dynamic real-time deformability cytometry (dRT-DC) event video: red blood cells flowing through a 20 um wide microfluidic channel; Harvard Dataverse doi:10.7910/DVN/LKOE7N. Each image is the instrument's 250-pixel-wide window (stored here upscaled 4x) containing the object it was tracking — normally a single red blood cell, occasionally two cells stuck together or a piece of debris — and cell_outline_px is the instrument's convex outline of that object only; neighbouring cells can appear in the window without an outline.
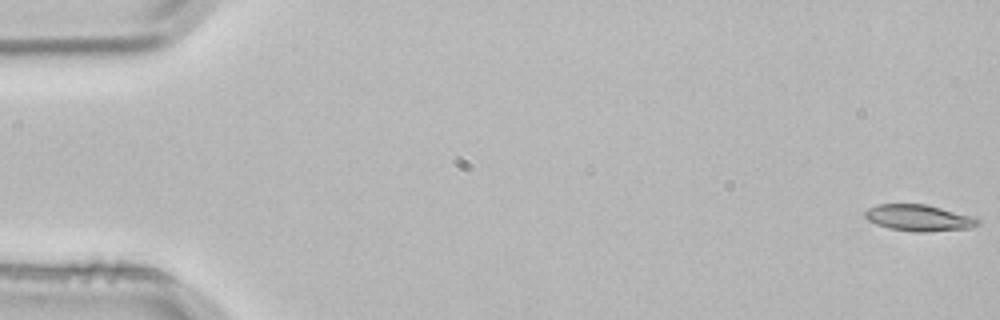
{"species": "common noctule bat (a hibernating species)", "species_latin": "Nyctalus noctula", "temperature_condition": "room temperature", "stored_images_in_passage": 53, "camera_frame_rate_fps": 3000, "um_per_image_px": 0.085, "animal": {"sex": "male", "body_mass_g": 21.5, "forearm_length_mm": 52.0}, "frame": {"image": 1, "passage_image": 1, "time_ms": 0.0, "image_size_px": [1000, 320], "cell_outline_px": [[980, 224], [968, 228], [924, 232], [916, 232], [888, 228], [876, 224], [868, 220], [864, 216], [864, 212], [868, 208], [876, 204], [924, 204], [980, 216]], "centroid_in_image_um": [78.16, 18.51], "position_along_channel_um": 6.8, "area_um2": 17.69}}
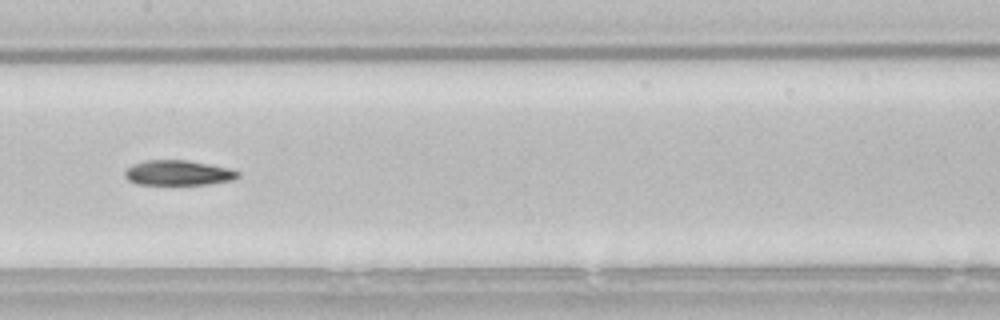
{"frame": {"image": 2, "passage_image": 27, "time_ms": 8.667, "image_size_px": [1000, 320], "cell_outline_px": [[240, 176], [232, 180], [208, 184], [136, 184], [128, 180], [124, 176], [124, 172], [132, 164], [148, 160], [188, 160], [228, 168], [240, 172]], "centroid_in_image_um": [15.13, 14.69], "position_along_channel_um": 192.3, "area_um2": 16.42}}
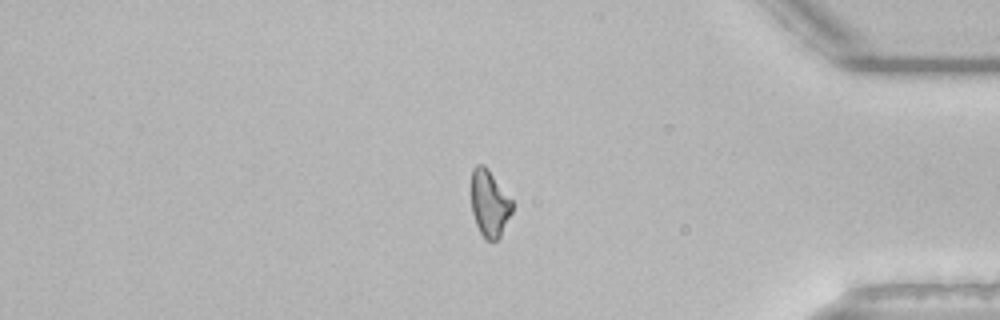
{"frame": {"image": 3, "passage_image": 45, "time_ms": 14.667, "image_size_px": [1000, 320], "cell_outline_px": [[512, 212], [500, 236], [496, 240], [484, 240], [476, 224], [472, 212], [472, 168], [476, 164], [484, 164], [488, 168], [512, 200]], "centroid_in_image_um": [41.6, 17.28], "position_along_channel_um": 393.6, "area_um2": 15.84}}